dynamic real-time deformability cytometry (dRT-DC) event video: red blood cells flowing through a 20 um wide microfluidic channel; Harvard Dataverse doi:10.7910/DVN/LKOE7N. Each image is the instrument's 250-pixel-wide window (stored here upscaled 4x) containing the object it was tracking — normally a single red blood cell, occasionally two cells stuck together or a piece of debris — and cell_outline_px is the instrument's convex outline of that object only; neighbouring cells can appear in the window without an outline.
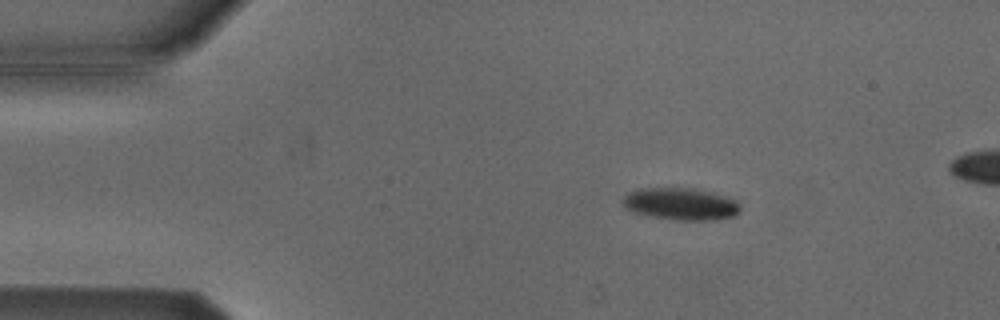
{"species": "Egyptian fruit bat (a non-hibernating species)", "species_latin": "Rousettus aegyptiacus", "temperature_condition": "cold", "stored_images_in_passage": 51, "camera_frame_rate_fps": 3000, "um_per_image_px": 0.085, "animal": {"sex": "male"}, "frame": {"image": 1, "passage_image": 8, "time_ms": 2.333, "image_size_px": [1000, 320], "cell_outline_px": [[740, 212], [732, 216], [712, 220], [676, 220], [648, 216], [624, 208], [620, 200], [628, 192], [640, 188], [692, 188], [712, 192], [728, 196], [736, 200], [740, 204]], "centroid_in_image_um": [57.85, 17.33], "position_along_channel_um": 27.2, "area_um2": 22.25}}
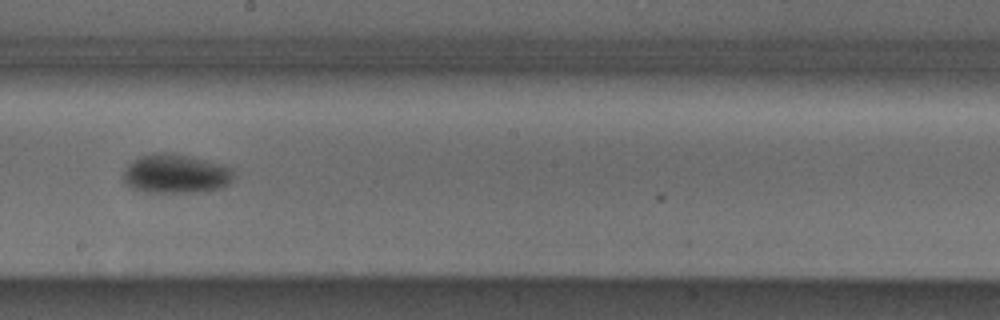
{"frame": {"image": 2, "passage_image": 29, "time_ms": 9.333, "image_size_px": [1000, 320], "cell_outline_px": [[232, 180], [228, 184], [220, 188], [208, 192], [144, 192], [128, 188], [124, 180], [124, 168], [128, 164], [140, 156], [152, 152], [172, 152], [228, 168], [232, 172]], "centroid_in_image_um": [14.84, 14.79], "position_along_channel_um": 233.4, "area_um2": 24.91}}
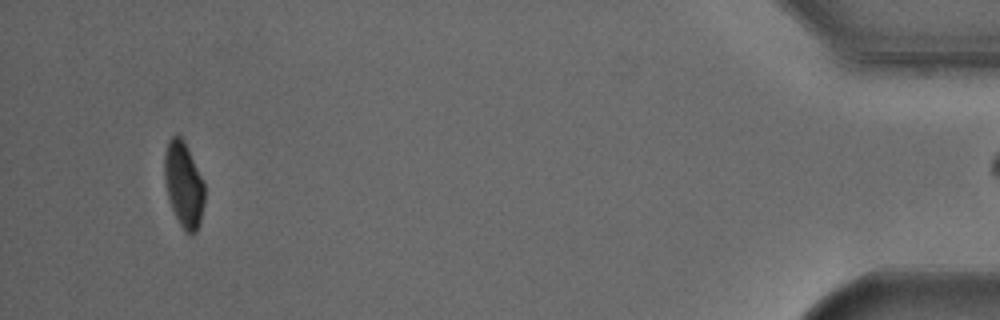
{"frame": {"image": 3, "passage_image": 50, "time_ms": 16.333, "image_size_px": [1000, 320], "cell_outline_px": [[204, 204], [200, 224], [196, 232], [192, 236], [188, 236], [184, 232], [172, 208], [168, 196], [164, 180], [164, 152], [168, 140], [172, 136], [180, 136], [184, 140], [204, 184]], "centroid_in_image_um": [15.61, 15.73], "position_along_channel_um": 419.6, "area_um2": 20.0}}